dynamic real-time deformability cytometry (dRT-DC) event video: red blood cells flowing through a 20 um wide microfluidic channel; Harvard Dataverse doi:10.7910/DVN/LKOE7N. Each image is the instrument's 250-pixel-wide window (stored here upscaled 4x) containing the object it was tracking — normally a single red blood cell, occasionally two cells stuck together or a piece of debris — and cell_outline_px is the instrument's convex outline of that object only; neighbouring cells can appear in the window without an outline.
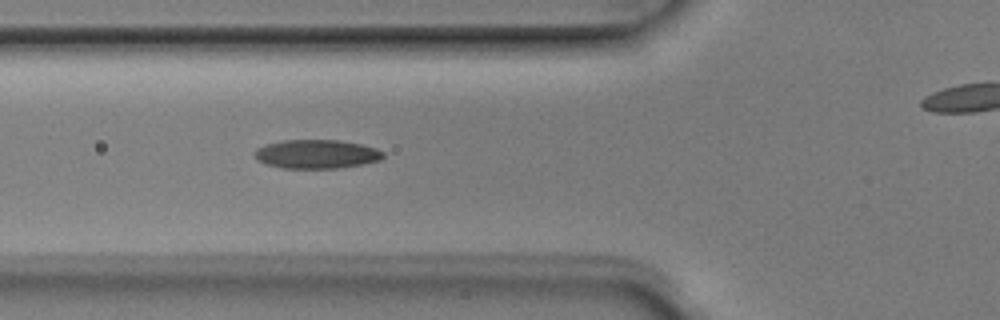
{"species": "Egyptian fruit bat (a non-hibernating species)", "species_latin": "Rousettus aegyptiacus", "temperature_condition": "room temperature", "stored_images_in_passage": 6, "segment_of_instrument_passage": [1, 2], "camera_frame_rate_fps": 3000, "um_per_image_px": 0.085, "animal": {"sex": "male"}, "frame": {"image": 1, "passage_image": 5, "time_ms": 1.333, "image_size_px": [1000, 320], "cell_outline_px": [[384, 156], [380, 160], [360, 164], [336, 168], [284, 168], [264, 164], [256, 160], [252, 156], [252, 152], [256, 148], [264, 144], [284, 140], [340, 140], [360, 144], [376, 148], [384, 152]], "centroid_in_image_um": [26.82, 13.09], "position_along_channel_um": 99.0, "area_um2": 21.79}}